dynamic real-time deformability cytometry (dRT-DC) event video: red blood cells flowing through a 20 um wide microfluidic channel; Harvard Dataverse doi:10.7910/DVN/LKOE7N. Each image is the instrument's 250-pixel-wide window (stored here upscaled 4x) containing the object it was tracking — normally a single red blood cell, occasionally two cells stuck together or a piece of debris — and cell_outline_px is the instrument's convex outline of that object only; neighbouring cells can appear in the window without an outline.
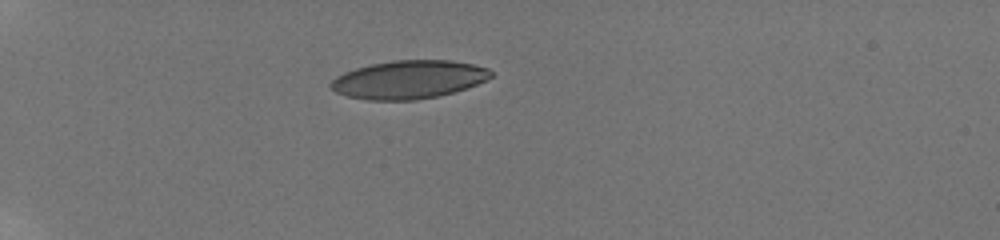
{"species": "human", "species_latin": "Homo sapiens", "temperature_condition": "room temperature", "stored_images_in_passage": 8, "camera_frame_rate_fps": 3000, "um_per_image_px": 0.085, "donor": {"sex": "male"}, "frame": {"image": 1, "passage_image": 1, "time_ms": 0.0, "image_size_px": [1000, 240], "cell_outline_px": [[492, 76], [476, 84], [452, 92], [436, 96], [416, 100], [368, 100], [348, 96], [336, 92], [328, 84], [336, 76], [344, 72], [356, 68], [372, 64], [392, 60], [452, 60], [472, 64], [488, 68], [492, 72]], "centroid_in_image_um": [34.71, 6.75], "position_along_channel_um": 50.3, "area_um2": 35.43}}
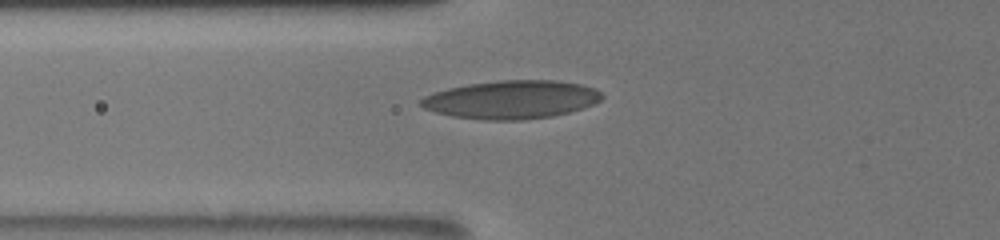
{"frame": {"image": 2, "passage_image": 5, "time_ms": 2.0, "image_size_px": [1000, 240], "cell_outline_px": [[604, 96], [600, 100], [584, 108], [552, 116], [524, 120], [484, 120], [452, 116], [436, 112], [424, 108], [420, 104], [420, 100], [424, 96], [432, 92], [448, 88], [468, 84], [496, 80], [556, 80], [580, 84], [596, 88]], "centroid_in_image_um": [43.47, 8.46], "position_along_channel_um": 82.3, "area_um2": 40.52}}
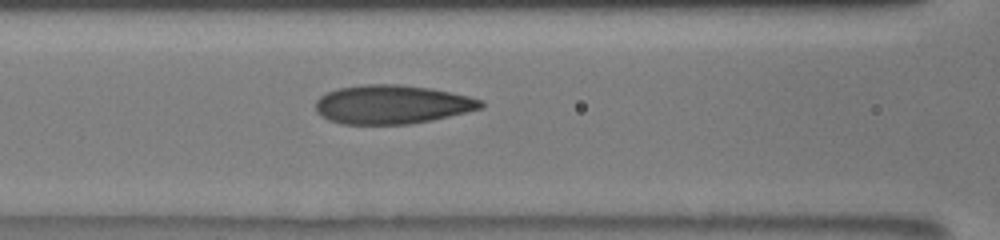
{"frame": {"image": 3, "passage_image": 8, "time_ms": 3.333, "image_size_px": [1000, 240], "cell_outline_px": [[484, 108], [432, 120], [408, 124], [340, 124], [328, 120], [320, 116], [316, 112], [316, 100], [320, 96], [336, 88], [364, 84], [400, 84], [432, 88], [468, 96], [484, 100]], "centroid_in_image_um": [33.31, 8.87], "position_along_channel_um": 133.3, "area_um2": 37.74}}